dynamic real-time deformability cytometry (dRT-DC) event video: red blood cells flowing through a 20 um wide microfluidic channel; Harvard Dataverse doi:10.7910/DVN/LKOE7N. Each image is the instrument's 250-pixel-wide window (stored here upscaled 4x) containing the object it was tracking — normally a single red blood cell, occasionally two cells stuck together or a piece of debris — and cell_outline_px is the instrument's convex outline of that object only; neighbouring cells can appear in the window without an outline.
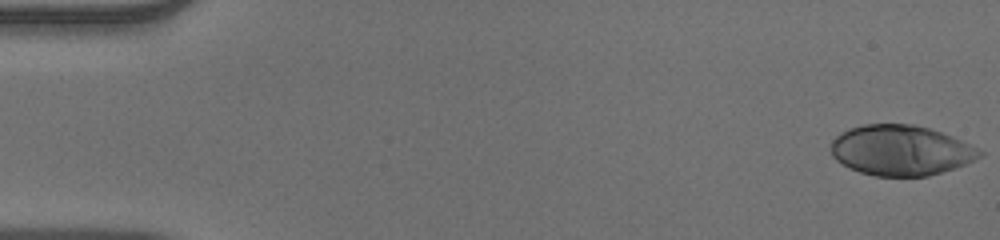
{"species": "human", "species_latin": "Homo sapiens", "temperature_condition": "warm", "stored_images_in_passage": 52, "camera_frame_rate_fps": 3000, "um_per_image_px": 0.085, "donor": {"sex": "male"}, "frame": {"image": 1, "passage_image": 1, "time_ms": 0.0, "image_size_px": [1000, 240], "cell_outline_px": [[984, 152], [976, 160], [956, 168], [928, 176], [876, 176], [860, 172], [848, 168], [836, 160], [832, 156], [828, 148], [832, 140], [840, 132], [848, 128], [864, 124], [912, 124], [928, 128], [940, 132], [960, 140]], "centroid_in_image_um": [76.51, 12.78], "position_along_channel_um": 8.5, "area_um2": 43.75}}
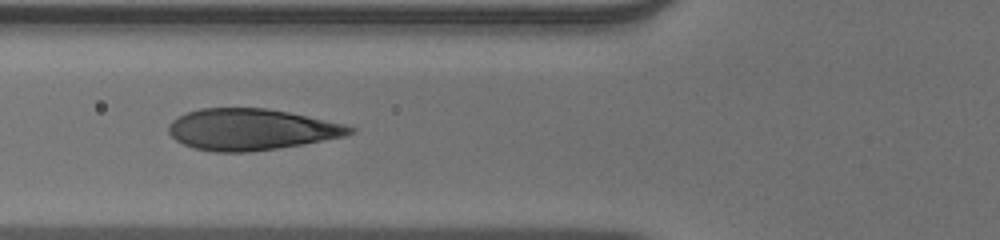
{"frame": {"image": 2, "passage_image": 20, "time_ms": 6.333, "image_size_px": [1000, 240], "cell_outline_px": [[356, 132], [344, 136], [304, 144], [248, 152], [216, 152], [192, 148], [176, 140], [168, 132], [168, 124], [172, 120], [188, 112], [200, 108], [268, 108], [288, 112], [344, 124], [356, 128]], "centroid_in_image_um": [21.34, 11.0], "position_along_channel_um": 104.5, "area_um2": 43.52}}
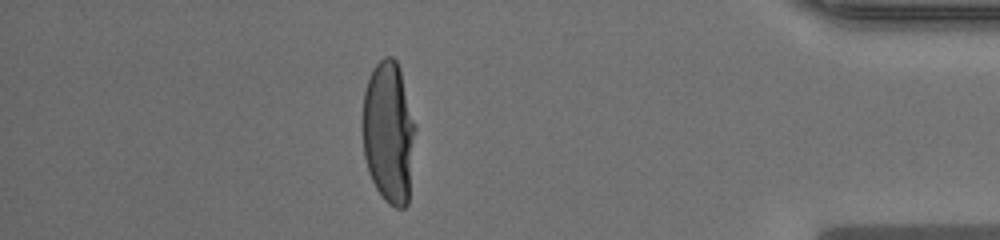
{"frame": {"image": 3, "passage_image": 46, "time_ms": 15.0, "image_size_px": [1000, 240], "cell_outline_px": [[416, 128], [408, 204], [404, 208], [396, 208], [388, 204], [384, 200], [376, 188], [368, 172], [364, 156], [360, 124], [360, 120], [364, 92], [368, 76], [376, 64], [384, 56], [392, 56], [396, 60], [400, 68], [416, 124]], "centroid_in_image_um": [33.01, 11.24], "position_along_channel_um": 402.2, "area_um2": 44.85}, "authors_computed_cell_mechanics": {"area_um2": 44.1592, "velocity_mm_per_s": 3.8997, "shape_relaxation_time_tau1_ms": 4.522, "shape_relaxation_time_tau2_ms": null, "deformation_change_tau1": 0.2525, "deformation_change_tau2": null}}